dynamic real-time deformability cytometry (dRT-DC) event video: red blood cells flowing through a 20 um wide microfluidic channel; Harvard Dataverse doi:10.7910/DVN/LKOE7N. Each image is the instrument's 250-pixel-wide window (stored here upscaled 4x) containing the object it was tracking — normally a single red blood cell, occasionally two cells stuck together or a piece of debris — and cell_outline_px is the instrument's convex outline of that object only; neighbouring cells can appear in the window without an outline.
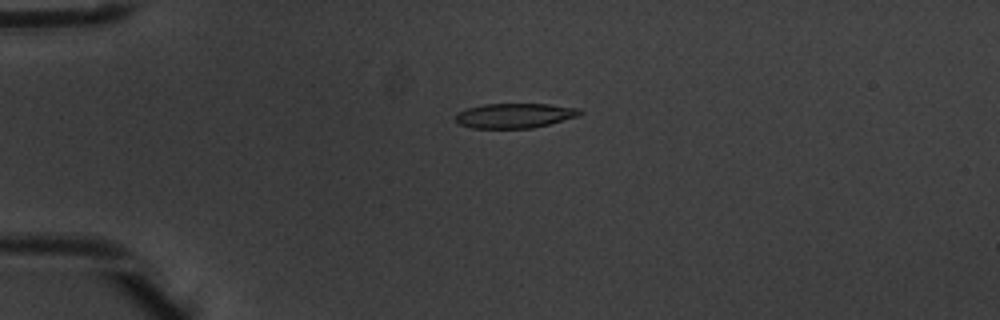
{"species": "common noctule bat (a hibernating species)", "species_latin": "Nyctalus noctula", "temperature_condition": "warm", "stored_images_in_passage": 5, "camera_frame_rate_fps": 3000, "um_per_image_px": 0.085, "animal": {"sex": "male", "body_mass_g": 20.1, "forearm_length_mm": 53.5}, "frame": {"image": 1, "passage_image": 4, "time_ms": 1.0, "image_size_px": [1000, 320], "cell_outline_px": [[584, 112], [580, 116], [532, 128], [472, 128], [460, 124], [456, 120], [456, 112], [468, 108], [484, 104], [548, 104], [580, 108]], "centroid_in_image_um": [43.78, 9.82], "position_along_channel_um": 41.2, "area_um2": 17.98}}